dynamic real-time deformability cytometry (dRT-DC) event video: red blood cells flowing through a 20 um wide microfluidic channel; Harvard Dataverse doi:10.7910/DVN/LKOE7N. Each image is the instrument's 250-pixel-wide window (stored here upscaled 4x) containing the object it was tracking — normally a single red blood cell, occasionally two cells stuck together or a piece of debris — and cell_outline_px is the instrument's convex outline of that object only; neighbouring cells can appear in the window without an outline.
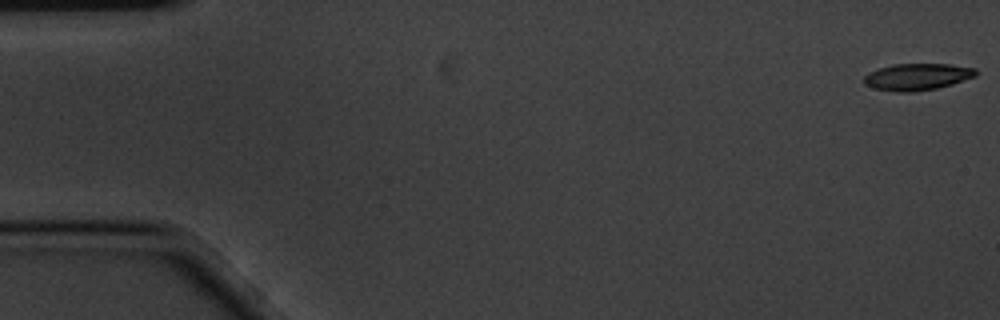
{"species": "common noctule bat (a hibernating species)", "species_latin": "Nyctalus noctula", "temperature_condition": "cold", "stored_images_in_passage": 7, "camera_frame_rate_fps": 3000, "um_per_image_px": 0.085, "animal": {"sex": "male", "body_mass_g": 20.1, "forearm_length_mm": 53.5}, "frame": {"image": 1, "passage_image": 1, "time_ms": 0.0, "image_size_px": [1000, 320], "cell_outline_px": [[980, 72], [976, 76], [952, 84], [936, 88], [912, 92], [896, 92], [876, 88], [864, 84], [864, 76], [868, 72], [892, 64], [948, 64], [976, 68]], "centroid_in_image_um": [77.99, 6.52], "position_along_channel_um": 7.0, "area_um2": 17.46}}
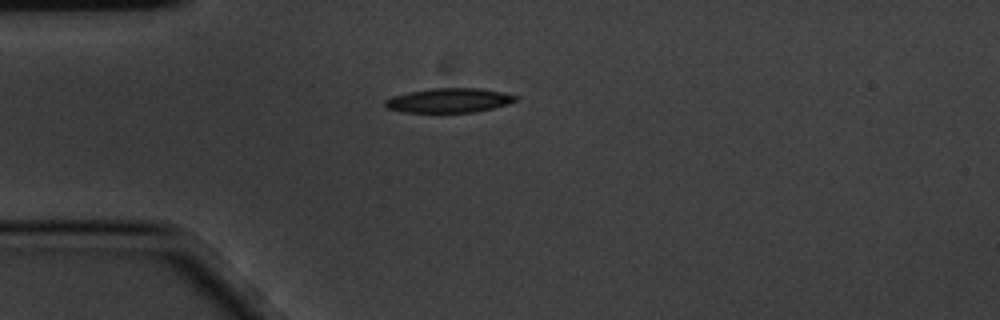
{"frame": {"image": 2, "passage_image": 5, "time_ms": 1.333, "image_size_px": [1000, 320], "cell_outline_px": [[520, 96], [516, 100], [508, 104], [476, 112], [404, 112], [388, 108], [384, 104], [384, 100], [392, 96], [408, 92], [432, 88], [480, 88], [504, 92]], "centroid_in_image_um": [38.19, 8.52], "position_along_channel_um": 46.8, "area_um2": 18.61}}
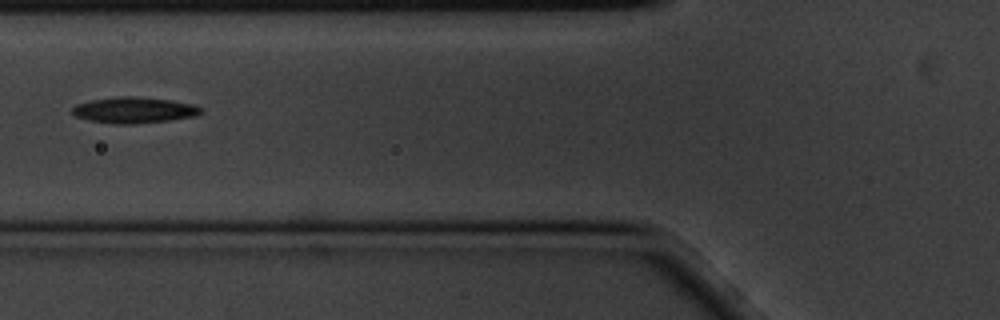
{"frame": {"image": 3, "passage_image": 7, "time_ms": 2.0, "image_size_px": [1000, 320], "cell_outline_px": [[204, 112], [196, 116], [168, 120], [136, 124], [116, 124], [88, 120], [76, 116], [72, 112], [72, 108], [76, 104], [88, 100], [116, 96], [136, 96], [172, 100], [196, 104], [204, 108]], "centroid_in_image_um": [11.44, 9.35], "position_along_channel_um": 114.4, "area_um2": 19.88}}